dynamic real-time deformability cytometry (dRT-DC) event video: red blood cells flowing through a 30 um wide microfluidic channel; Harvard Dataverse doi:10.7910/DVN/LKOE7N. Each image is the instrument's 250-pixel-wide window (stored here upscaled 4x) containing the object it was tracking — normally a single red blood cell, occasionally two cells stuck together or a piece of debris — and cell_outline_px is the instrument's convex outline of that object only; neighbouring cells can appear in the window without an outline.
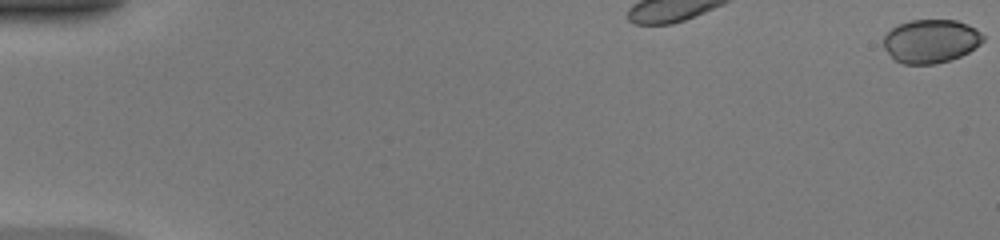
{"species": "common noctule bat (a hibernating species)", "species_latin": "Nyctalus noctula", "temperature_condition": "warm", "stored_images_in_passage": 40, "camera_frame_rate_fps": 3000, "um_per_image_px": 0.085, "animal": {"sex": "female", "body_mass_g": 20.0, "forearm_length_mm": 54.0}, "frame": {"image": 1, "passage_image": 1, "time_ms": 0.0, "image_size_px": [1000, 240], "cell_outline_px": [[984, 40], [980, 44], [968, 52], [960, 56], [936, 64], [904, 64], [896, 60], [884, 48], [884, 36], [892, 28], [900, 24], [912, 20], [956, 20], [968, 24], [976, 28], [984, 36]], "centroid_in_image_um": [79.14, 3.49], "position_along_channel_um": 5.9, "area_um2": 25.09}}
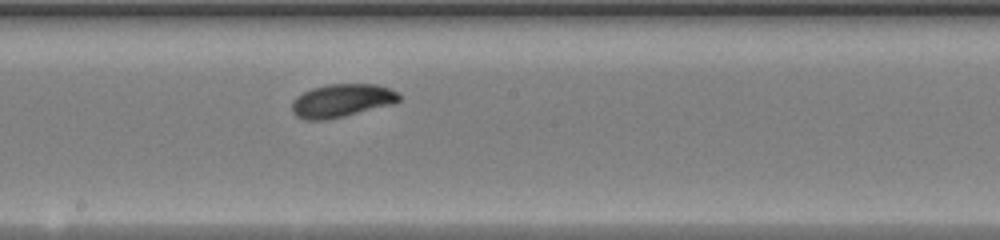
{"frame": {"image": 2, "passage_image": 21, "time_ms": 6.667, "image_size_px": [1000, 240], "cell_outline_px": [[400, 100], [392, 104], [344, 116], [324, 120], [304, 120], [296, 116], [292, 112], [292, 100], [296, 96], [312, 88], [328, 84], [376, 84], [388, 88], [396, 92], [400, 96]], "centroid_in_image_um": [29.01, 8.55], "position_along_channel_um": 219.2, "area_um2": 20.63}}
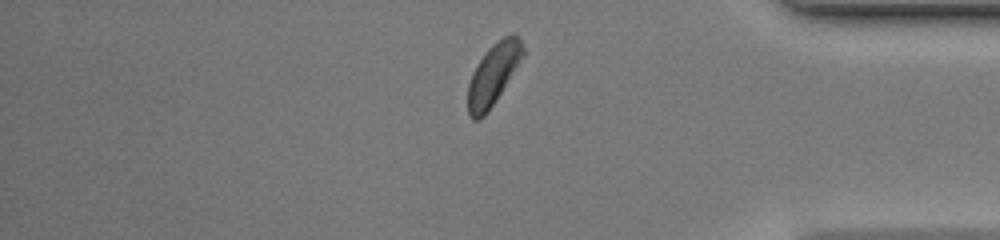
{"frame": {"image": 3, "passage_image": 35, "time_ms": 11.333, "image_size_px": [1000, 240], "cell_outline_px": [[524, 56], [496, 100], [484, 116], [480, 120], [472, 120], [468, 116], [468, 84], [472, 72], [488, 48], [492, 44], [504, 36], [512, 32], [516, 32], [524, 48]], "centroid_in_image_um": [41.93, 6.31], "position_along_channel_um": 393.3, "area_um2": 19.71}, "authors_computed_cell_mechanics": {"area_um2": 20.4901, "velocity_mm_per_s": 4.1489, "shape_relaxation_time_tau1_ms": 2.8457, "shape_relaxation_time_tau2_ms": null, "deformation_change_tau1": 0.1244, "deformation_change_tau2": null}}